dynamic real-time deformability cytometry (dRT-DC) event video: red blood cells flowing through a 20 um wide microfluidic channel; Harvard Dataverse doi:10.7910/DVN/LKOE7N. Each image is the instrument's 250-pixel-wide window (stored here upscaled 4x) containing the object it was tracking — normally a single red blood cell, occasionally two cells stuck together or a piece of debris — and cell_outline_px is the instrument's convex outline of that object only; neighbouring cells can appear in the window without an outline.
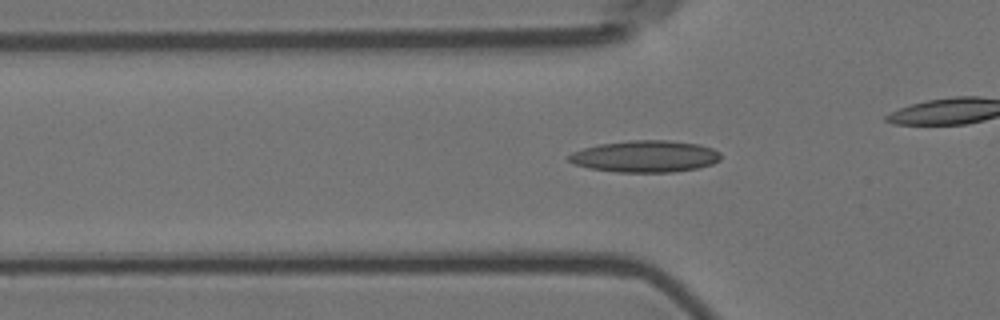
{"species": "Egyptian fruit bat (a non-hibernating species)", "species_latin": "Rousettus aegyptiacus", "temperature_condition": "room temperature", "stored_images_in_passage": 46, "camera_frame_rate_fps": 3000, "um_per_image_px": 0.085, "animal": {"sex": "female"}, "frame": {"image": 1, "passage_image": 19, "time_ms": 6.0, "image_size_px": [1000, 320], "cell_outline_px": [[720, 160], [712, 164], [696, 168], [672, 172], [616, 172], [588, 168], [572, 164], [568, 160], [568, 156], [572, 152], [584, 148], [600, 144], [628, 140], [668, 140], [700, 144], [712, 148], [720, 152]], "centroid_in_image_um": [54.83, 13.29], "position_along_channel_um": 71.0, "area_um2": 28.21}}
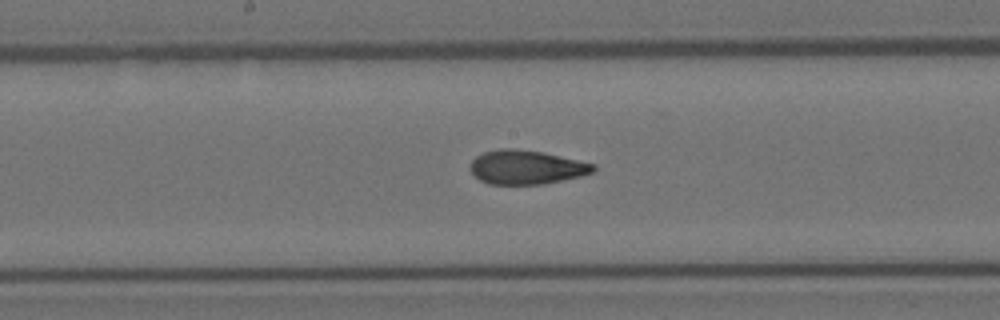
{"frame": {"image": 2, "passage_image": 30, "time_ms": 9.667, "image_size_px": [1000, 320], "cell_outline_px": [[596, 172], [580, 176], [544, 184], [488, 184], [480, 180], [468, 168], [472, 160], [476, 156], [484, 152], [500, 148], [512, 148], [540, 152], [596, 164]], "centroid_in_image_um": [44.73, 14.22], "position_along_channel_um": 203.5, "area_um2": 24.33}}
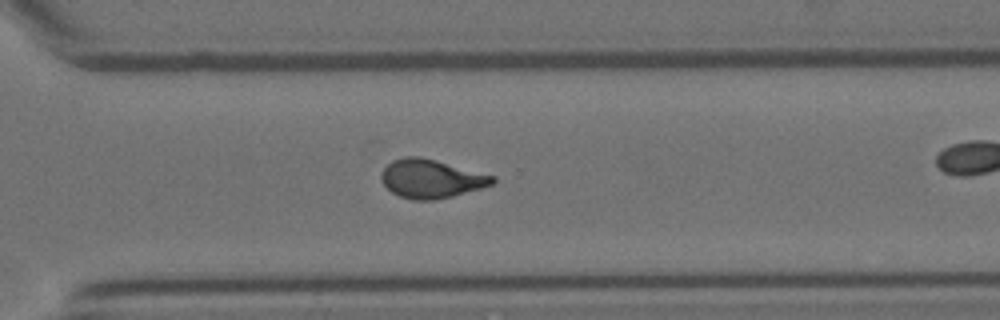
{"frame": {"image": 3, "passage_image": 41, "time_ms": 13.333, "image_size_px": [1000, 320], "cell_outline_px": [[496, 180], [492, 184], [480, 188], [452, 196], [432, 200], [412, 200], [400, 196], [392, 192], [380, 180], [380, 172], [392, 160], [404, 156], [420, 156], [436, 160], [496, 176]], "centroid_in_image_um": [36.62, 15.18], "position_along_channel_um": 334.0, "area_um2": 25.03}}